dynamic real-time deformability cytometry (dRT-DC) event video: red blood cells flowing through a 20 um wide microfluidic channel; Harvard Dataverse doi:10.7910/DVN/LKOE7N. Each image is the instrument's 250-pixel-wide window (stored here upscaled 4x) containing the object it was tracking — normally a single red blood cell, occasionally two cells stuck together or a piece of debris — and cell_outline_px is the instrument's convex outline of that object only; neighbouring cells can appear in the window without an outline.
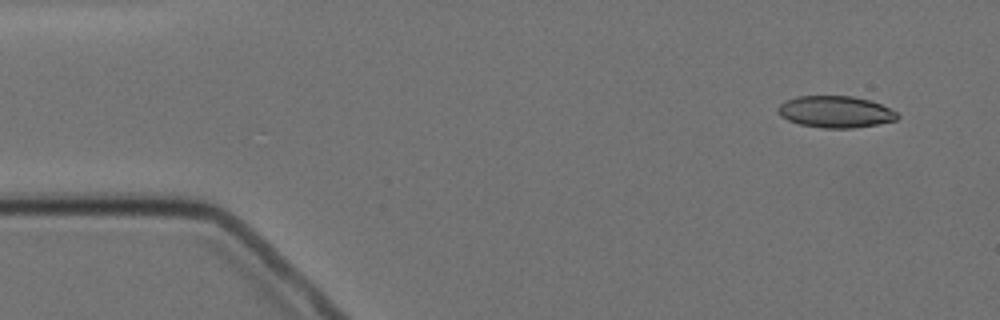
{"species": "Egyptian fruit bat (a non-hibernating species)", "species_latin": "Rousettus aegyptiacus", "temperature_condition": "cold", "stored_images_in_passage": 4, "camera_frame_rate_fps": 3000, "um_per_image_px": 0.085, "animal": {"sex": "female"}, "frame": {"image": 1, "passage_image": 1, "time_ms": 0.0, "image_size_px": [1000, 320], "cell_outline_px": [[900, 116], [896, 120], [876, 124], [852, 128], [824, 128], [800, 124], [788, 120], [780, 116], [776, 108], [784, 100], [796, 96], [852, 96], [868, 100], [880, 104], [896, 112]], "centroid_in_image_um": [70.97, 9.5], "position_along_channel_um": 14.0, "area_um2": 21.96}}
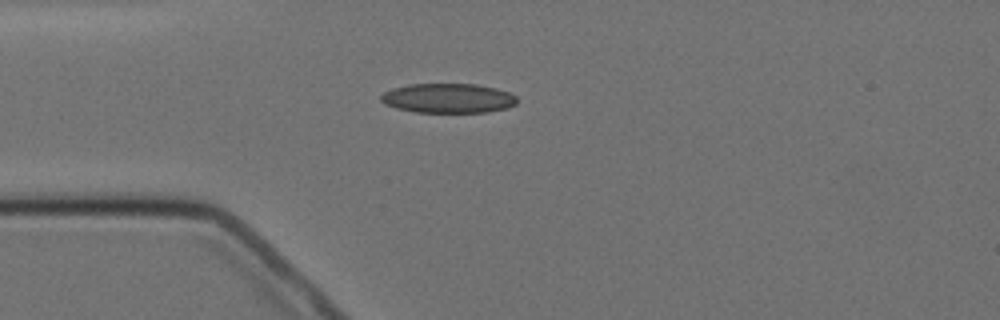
{"frame": {"image": 2, "passage_image": 4, "time_ms": 3.333, "image_size_px": [1000, 320], "cell_outline_px": [[516, 104], [508, 108], [488, 112], [416, 112], [396, 108], [384, 104], [380, 100], [380, 96], [384, 92], [392, 88], [408, 84], [476, 84], [496, 88], [508, 92], [516, 96]], "centroid_in_image_um": [38.08, 8.35], "position_along_channel_um": 46.9, "area_um2": 23.52}}